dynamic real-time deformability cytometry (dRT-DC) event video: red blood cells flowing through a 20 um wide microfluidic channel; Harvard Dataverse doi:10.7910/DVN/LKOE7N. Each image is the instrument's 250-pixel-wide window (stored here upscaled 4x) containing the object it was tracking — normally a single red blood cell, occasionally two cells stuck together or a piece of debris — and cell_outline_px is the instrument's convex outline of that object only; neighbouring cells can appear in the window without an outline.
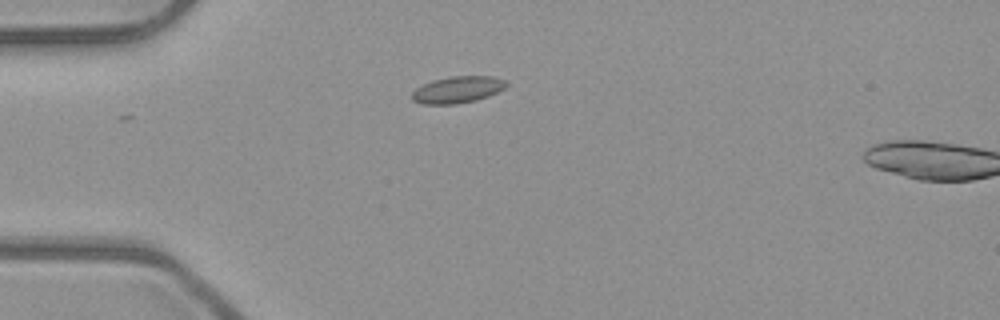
{"species": "common noctule bat (a hibernating species)", "species_latin": "Nyctalus noctula", "temperature_condition": "room temperature", "stored_images_in_passage": 3, "camera_frame_rate_fps": 3000, "um_per_image_px": 0.085, "animal": {"sex": "male", "body_mass_g": 23.1, "forearm_length_mm": 52.7}, "frame": {"image": 1, "passage_image": 1, "time_ms": 0.0, "image_size_px": [1000, 320], "cell_outline_px": [[508, 84], [504, 88], [488, 96], [476, 100], [456, 104], [420, 104], [412, 100], [412, 92], [416, 88], [432, 80], [448, 76], [496, 76], [504, 80]], "centroid_in_image_um": [38.88, 7.61], "position_along_channel_um": 46.1, "area_um2": 14.74}}